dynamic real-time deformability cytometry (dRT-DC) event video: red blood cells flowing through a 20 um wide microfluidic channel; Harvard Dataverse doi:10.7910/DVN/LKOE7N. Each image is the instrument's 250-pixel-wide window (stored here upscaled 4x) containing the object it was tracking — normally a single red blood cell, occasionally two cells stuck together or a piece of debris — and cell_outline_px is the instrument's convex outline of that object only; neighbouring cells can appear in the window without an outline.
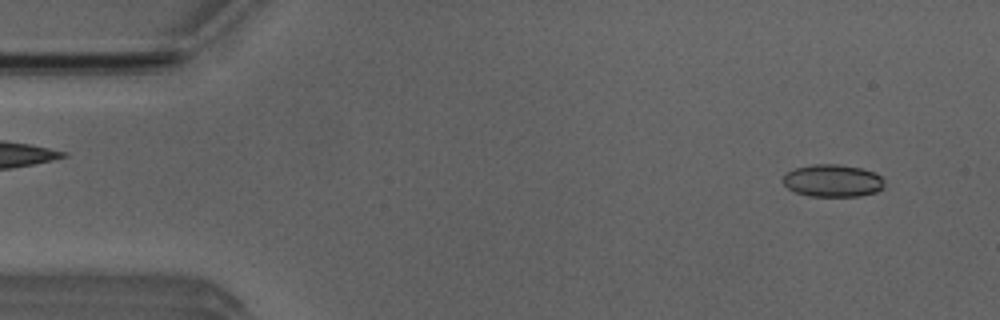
{"species": "Egyptian fruit bat (a non-hibernating species)", "species_latin": "Rousettus aegyptiacus", "temperature_condition": "room temperature", "stored_images_in_passage": 52, "camera_frame_rate_fps": 3000, "um_per_image_px": 0.085, "animal": {"sex": "male"}, "frame": {"image": 1, "passage_image": 3, "time_ms": 0.667, "image_size_px": [1000, 320], "cell_outline_px": [[884, 188], [876, 192], [860, 196], [808, 196], [796, 192], [788, 188], [780, 180], [788, 172], [796, 168], [812, 164], [840, 164], [860, 168], [876, 172], [884, 180]], "centroid_in_image_um": [70.79, 15.36], "position_along_channel_um": 14.2, "area_um2": 19.31}}
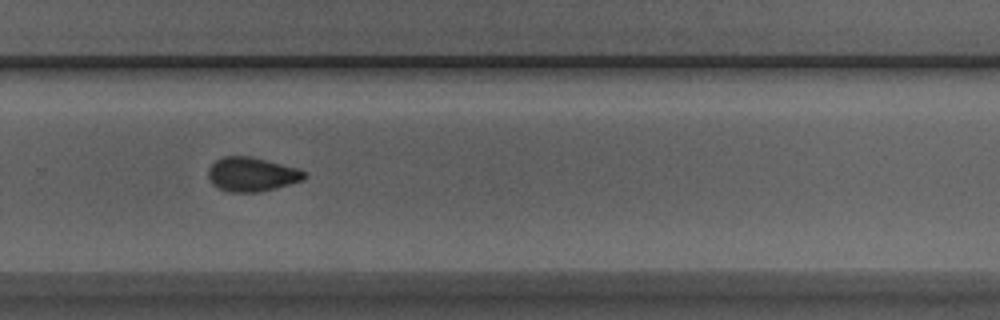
{"frame": {"image": 2, "passage_image": 34, "time_ms": 11.0, "image_size_px": [1000, 320], "cell_outline_px": [[308, 176], [300, 180], [276, 188], [260, 192], [228, 192], [212, 184], [208, 176], [208, 168], [216, 160], [224, 156], [252, 156], [296, 168], [304, 172]], "centroid_in_image_um": [21.36, 14.82], "position_along_channel_um": 308.4, "area_um2": 18.96}}
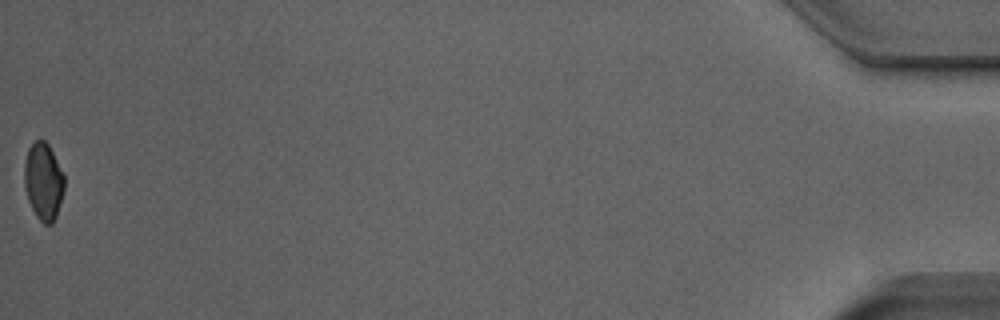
{"frame": {"image": 3, "passage_image": 52, "time_ms": 17.0, "image_size_px": [1000, 320], "cell_outline_px": [[64, 188], [60, 204], [56, 216], [52, 224], [44, 224], [36, 216], [28, 200], [24, 184], [24, 164], [28, 148], [36, 140], [44, 140], [48, 144], [64, 176]], "centroid_in_image_um": [3.68, 15.43], "position_along_channel_um": 431.5, "area_um2": 17.8}, "authors_computed_cell_mechanics": {"area_um2": 19.0162, "velocity_mm_per_s": 3.8413, "shape_relaxation_time_tau1_ms": 10.7663, "shape_relaxation_time_tau2_ms": 2.234, "deformation_change_tau1": 0.1631, "deformation_change_tau2": 0.0654}}